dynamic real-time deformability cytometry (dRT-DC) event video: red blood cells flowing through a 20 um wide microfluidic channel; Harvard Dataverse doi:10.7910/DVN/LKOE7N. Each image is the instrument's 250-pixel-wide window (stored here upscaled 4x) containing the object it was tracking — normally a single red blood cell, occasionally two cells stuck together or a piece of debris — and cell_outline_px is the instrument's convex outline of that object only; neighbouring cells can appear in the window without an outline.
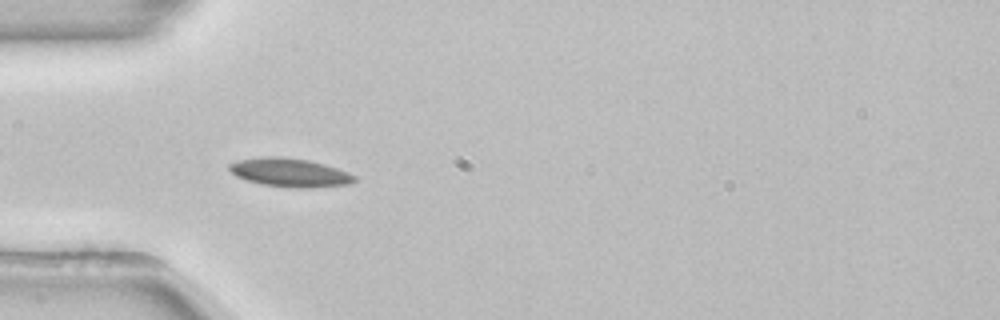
{"species": "common noctule bat (a hibernating species)", "species_latin": "Nyctalus noctula", "temperature_condition": "room temperature", "stored_images_in_passage": 53, "camera_frame_rate_fps": 3000, "um_per_image_px": 0.085, "animal": {"sex": "female", "body_mass_g": 22.7, "forearm_length_mm": 54.2}, "frame": {"image": 1, "passage_image": 16, "time_ms": 5.0, "image_size_px": [1000, 320], "cell_outline_px": [[360, 180], [348, 184], [312, 188], [288, 188], [260, 184], [236, 176], [228, 168], [228, 164], [240, 160], [260, 156], [280, 156], [308, 160], [324, 164], [348, 172], [356, 176]], "centroid_in_image_um": [24.66, 14.67], "position_along_channel_um": 60.3, "area_um2": 21.1}}